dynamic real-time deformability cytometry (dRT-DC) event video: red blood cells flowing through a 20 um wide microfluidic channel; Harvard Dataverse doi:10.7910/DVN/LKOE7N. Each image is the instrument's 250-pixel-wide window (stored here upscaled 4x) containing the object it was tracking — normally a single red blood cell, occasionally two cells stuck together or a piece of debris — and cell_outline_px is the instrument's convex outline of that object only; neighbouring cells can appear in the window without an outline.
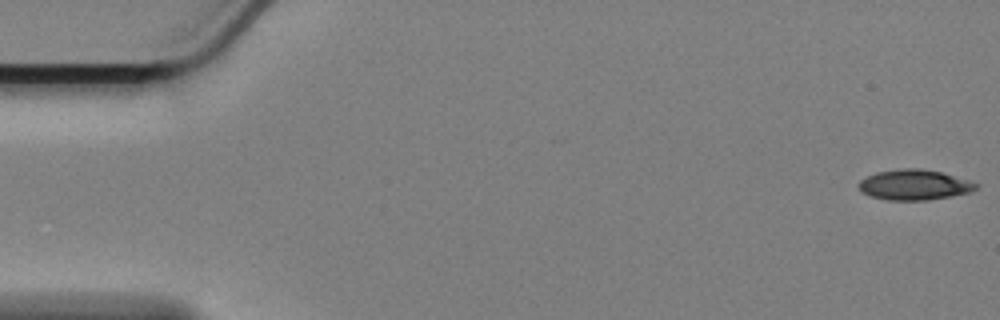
{"species": "Egyptian fruit bat (a non-hibernating species)", "species_latin": "Rousettus aegyptiacus", "temperature_condition": "cold", "stored_images_in_passage": 58, "camera_frame_rate_fps": 3000, "um_per_image_px": 0.085, "animal": {"sex": "female"}, "frame": {"image": 1, "passage_image": 1, "time_ms": 0.0, "image_size_px": [1000, 320], "cell_outline_px": [[980, 184], [972, 192], [952, 196], [928, 200], [888, 200], [872, 196], [860, 192], [856, 188], [856, 184], [860, 180], [876, 172], [900, 168], [920, 168], [940, 172], [972, 180]], "centroid_in_image_um": [77.72, 15.71], "position_along_channel_um": 7.3, "area_um2": 21.1}}
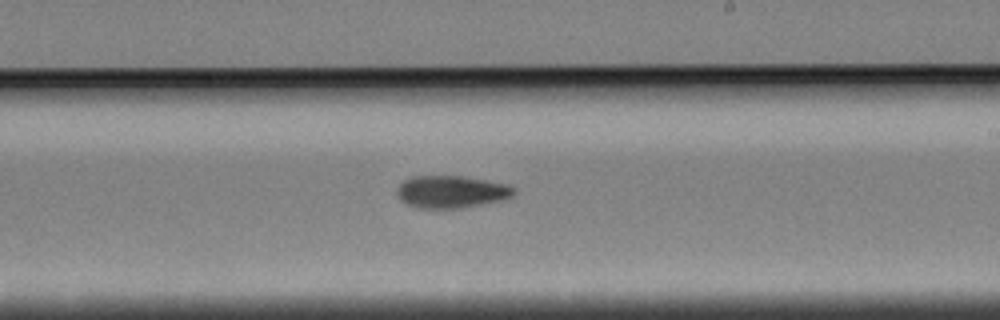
{"frame": {"image": 2, "passage_image": 34, "time_ms": 11.0, "image_size_px": [1000, 320], "cell_outline_px": [[516, 192], [512, 196], [500, 200], [460, 208], [416, 208], [400, 200], [396, 196], [396, 192], [400, 184], [404, 180], [412, 176], [460, 176], [508, 184], [516, 188]], "centroid_in_image_um": [38.34, 16.3], "position_along_channel_um": 250.7, "area_um2": 21.96}}
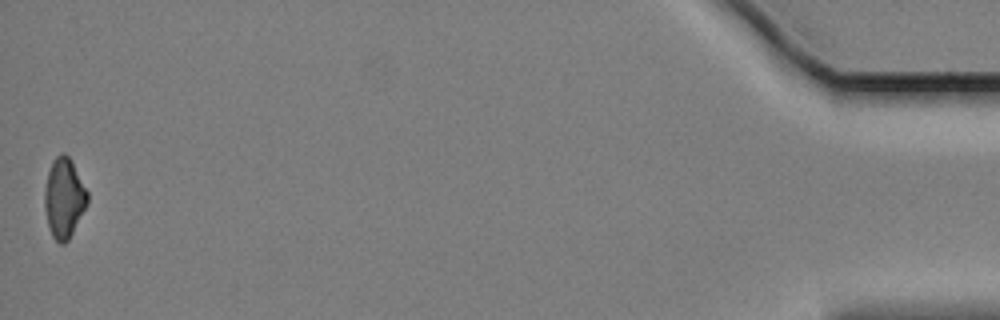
{"frame": {"image": 3, "passage_image": 58, "time_ms": 19.0, "image_size_px": [1000, 320], "cell_outline_px": [[88, 204], [68, 240], [64, 244], [60, 244], [52, 236], [48, 224], [44, 208], [44, 188], [48, 172], [52, 160], [60, 152], [64, 152], [72, 160], [88, 192]], "centroid_in_image_um": [5.44, 16.8], "position_along_channel_um": 429.8, "area_um2": 20.11}, "authors_computed_cell_mechanics": {"area_um2": 21.0392, "velocity_mm_per_s": 3.413, "shape_relaxation_time_tau1_ms": 4.7296, "shape_relaxation_time_tau2_ms": null, "deformation_change_tau1": 0.1156, "deformation_change_tau2": null}}